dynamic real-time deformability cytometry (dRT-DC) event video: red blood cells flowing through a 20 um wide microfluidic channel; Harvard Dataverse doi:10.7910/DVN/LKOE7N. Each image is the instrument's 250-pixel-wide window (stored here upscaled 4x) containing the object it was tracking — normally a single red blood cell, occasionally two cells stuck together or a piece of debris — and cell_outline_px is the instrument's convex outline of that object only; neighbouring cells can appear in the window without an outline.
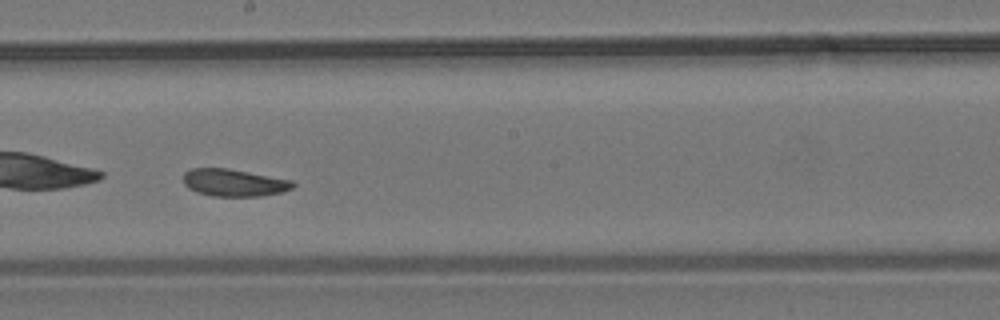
{"species": "common noctule bat (a hibernating species)", "species_latin": "Nyctalus noctula", "temperature_condition": "room temperature", "stored_images_in_passage": 56, "camera_frame_rate_fps": 3000, "um_per_image_px": 0.085, "animal": {"sex": "male", "body_mass_g": 19.2, "forearm_length_mm": 51.8}, "frame": {"image": 1, "passage_image": 32, "time_ms": 10.333, "image_size_px": [1000, 320], "cell_outline_px": [[296, 184], [292, 188], [280, 192], [260, 196], [212, 196], [196, 192], [188, 188], [184, 184], [184, 172], [192, 168], [228, 168], [292, 180]], "centroid_in_image_um": [19.87, 15.52], "position_along_channel_um": 228.3, "area_um2": 17.4}, "authors_computed_cell_mechanics": {"area_um2": 18.207, "velocity_mm_per_s": 3.704, "shape_relaxation_time_tau1_ms": null, "shape_relaxation_time_tau2_ms": 3.861, "deformation_change_tau1": null, "deformation_change_tau2": 0.1019}}